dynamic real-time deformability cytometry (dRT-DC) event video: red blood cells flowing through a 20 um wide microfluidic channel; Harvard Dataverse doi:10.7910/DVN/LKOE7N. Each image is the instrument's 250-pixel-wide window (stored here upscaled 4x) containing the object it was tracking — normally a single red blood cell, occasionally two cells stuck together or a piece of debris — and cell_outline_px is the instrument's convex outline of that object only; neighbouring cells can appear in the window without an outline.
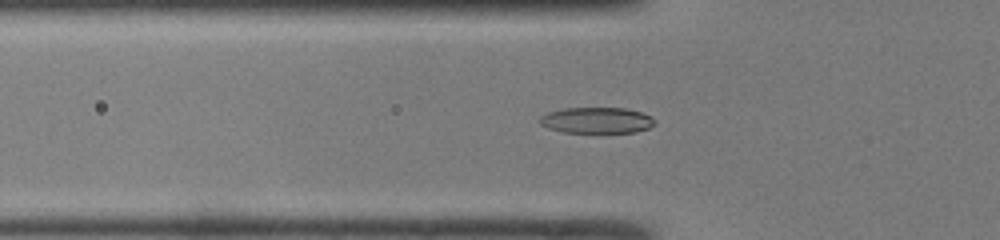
{"species": "common noctule bat (a hibernating species)", "species_latin": "Nyctalus noctula", "temperature_condition": "room temperature", "stored_images_in_passage": 48, "camera_frame_rate_fps": 3000, "um_per_image_px": 0.085, "animal": {"sex": "male", "body_mass_g": 19.0, "forearm_length_mm": 50.8}, "frame": {"image": 1, "passage_image": 16, "time_ms": 5.0, "image_size_px": [1000, 240], "cell_outline_px": [[656, 124], [648, 128], [636, 132], [564, 132], [548, 128], [540, 124], [540, 116], [548, 112], [564, 108], [624, 108], [640, 112], [656, 120]], "centroid_in_image_um": [50.71, 10.22], "position_along_channel_um": 75.1, "area_um2": 17.28}}
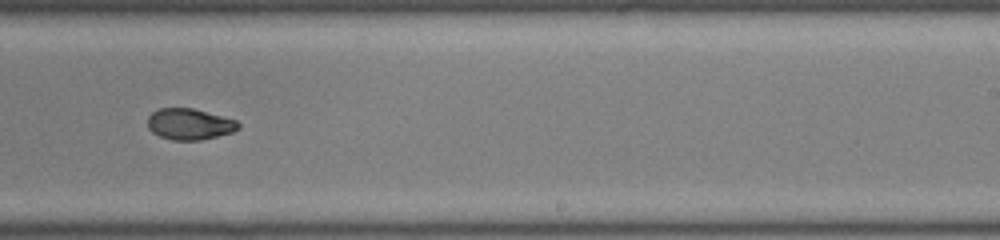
{"frame": {"image": 2, "passage_image": 30, "time_ms": 9.667, "image_size_px": [1000, 240], "cell_outline_px": [[240, 128], [232, 132], [200, 140], [172, 140], [160, 136], [152, 132], [148, 128], [148, 116], [152, 112], [160, 108], [192, 108], [236, 120], [240, 124]], "centroid_in_image_um": [16.09, 10.55], "position_along_channel_um": 272.9, "area_um2": 16.36}}
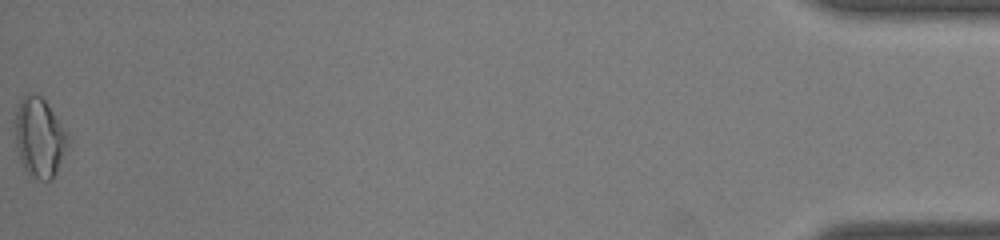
{"frame": {"image": 3, "passage_image": 48, "time_ms": 15.667, "image_size_px": [1000, 240], "cell_outline_px": [[68, 144], [56, 172], [48, 180], [40, 180], [28, 176], [20, 160], [16, 144], [12, 120], [20, 100], [28, 92], [40, 96], [44, 100], [52, 112], [64, 132], [68, 140]], "centroid_in_image_um": [3.26, 11.69], "position_along_channel_um": 431.9, "area_um2": 24.1}, "authors_computed_cell_mechanics": {"area_um2": 17.34, "velocity_mm_per_s": 4.2448, "shape_relaxation_time_tau1_ms": 6.0139, "shape_relaxation_time_tau2_ms": 3.5091, "deformation_change_tau1": 0.2031, "deformation_change_tau2": 0.0663}}